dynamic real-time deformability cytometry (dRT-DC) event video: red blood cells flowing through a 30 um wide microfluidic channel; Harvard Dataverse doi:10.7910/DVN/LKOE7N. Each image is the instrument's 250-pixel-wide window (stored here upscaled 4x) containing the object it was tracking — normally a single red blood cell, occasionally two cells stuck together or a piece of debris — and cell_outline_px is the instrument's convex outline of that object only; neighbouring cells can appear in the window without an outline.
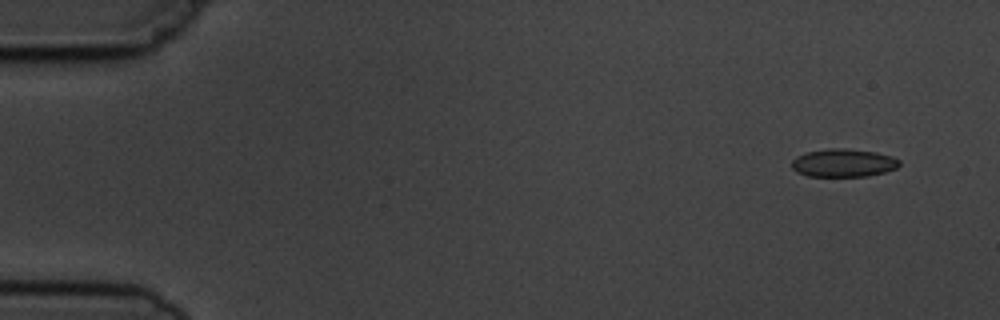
{"species": "common noctule bat (a hibernating species)", "species_latin": "Nyctalus noctula", "temperature_condition": "cold", "stored_images_in_passage": 3, "camera_frame_rate_fps": 3000, "um_per_image_px": 0.085, "animal": {"sex": "male", "body_mass_g": 19.5, "forearm_length_mm": 54.6}, "frame": {"image": 1, "passage_image": 1, "time_ms": 0.0, "image_size_px": [1000, 320], "cell_outline_px": [[900, 164], [896, 168], [884, 172], [868, 176], [808, 176], [796, 172], [792, 168], [792, 160], [796, 156], [804, 152], [828, 148], [844, 148], [876, 152], [892, 156], [900, 160]], "centroid_in_image_um": [71.67, 13.84], "position_along_channel_um": 13.3, "area_um2": 17.74}}